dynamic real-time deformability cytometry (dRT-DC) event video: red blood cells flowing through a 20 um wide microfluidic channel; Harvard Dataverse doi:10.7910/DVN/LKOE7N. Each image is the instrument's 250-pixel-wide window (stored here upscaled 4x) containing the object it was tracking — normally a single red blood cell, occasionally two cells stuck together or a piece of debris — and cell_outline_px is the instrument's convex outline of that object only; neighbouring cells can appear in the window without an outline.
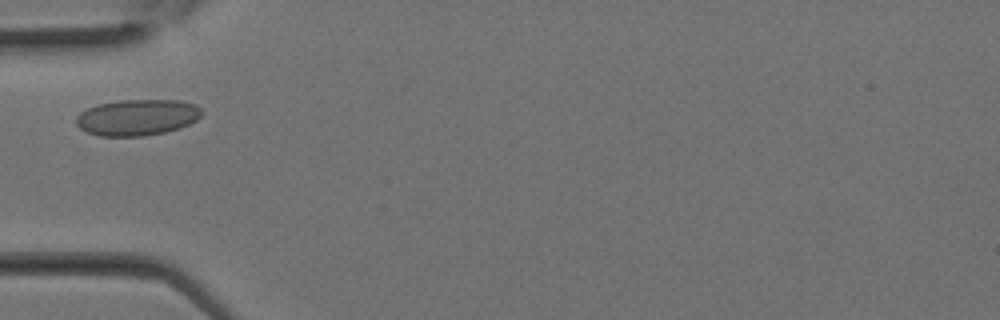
{"species": "Egyptian fruit bat (a non-hibernating species)", "species_latin": "Rousettus aegyptiacus", "temperature_condition": "room temperature", "stored_images_in_passage": 25, "camera_frame_rate_fps": 3000, "um_per_image_px": 0.085, "animal": {"sex": "female"}, "frame": {"image": 1, "passage_image": 4, "time_ms": 1.0, "image_size_px": [1000, 320], "cell_outline_px": [[200, 116], [196, 120], [180, 128], [164, 132], [144, 136], [100, 136], [88, 132], [80, 128], [76, 124], [76, 116], [80, 112], [96, 104], [120, 100], [180, 100], [196, 104], [200, 108]], "centroid_in_image_um": [11.65, 9.97], "position_along_channel_um": 73.4, "area_um2": 26.47}}
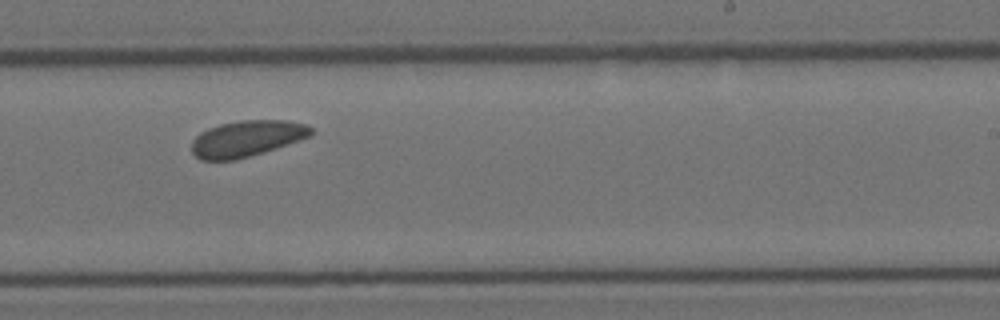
{"frame": {"image": 2, "passage_image": 13, "time_ms": 4.0, "image_size_px": [1000, 320], "cell_outline_px": [[312, 136], [276, 148], [236, 160], [200, 160], [192, 152], [192, 140], [200, 132], [208, 128], [220, 124], [240, 120], [288, 120], [304, 124], [312, 128]], "centroid_in_image_um": [20.97, 11.77], "position_along_channel_um": 268.0, "area_um2": 25.14}}
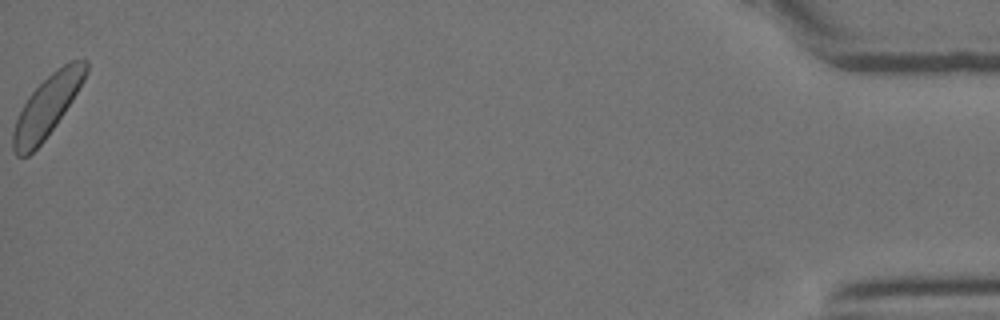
{"frame": {"image": 3, "passage_image": 25, "time_ms": 8.0, "image_size_px": [1000, 320], "cell_outline_px": [[88, 72], [84, 80], [72, 100], [56, 124], [44, 140], [28, 156], [16, 156], [12, 148], [12, 132], [16, 120], [28, 96], [56, 68], [72, 60], [88, 60]], "centroid_in_image_um": [4.0, 9.03], "position_along_channel_um": 431.2, "area_um2": 25.49}}